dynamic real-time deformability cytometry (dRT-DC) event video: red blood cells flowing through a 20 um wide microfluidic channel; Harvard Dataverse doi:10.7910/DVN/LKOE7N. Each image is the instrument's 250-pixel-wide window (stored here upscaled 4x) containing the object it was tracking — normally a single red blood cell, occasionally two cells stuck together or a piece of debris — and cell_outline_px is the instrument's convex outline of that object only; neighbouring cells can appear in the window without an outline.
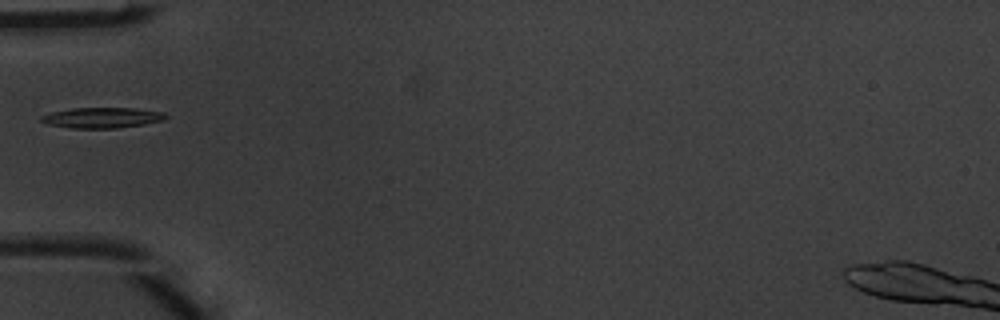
{"species": "common noctule bat (a hibernating species)", "species_latin": "Nyctalus noctula", "temperature_condition": "warm", "stored_images_in_passage": 6, "camera_frame_rate_fps": 3000, "um_per_image_px": 0.085, "animal": {"sex": "male", "body_mass_g": 20.1, "forearm_length_mm": 53.5}, "frame": {"image": 1, "passage_image": 6, "time_ms": 1.667, "image_size_px": [1000, 320], "cell_outline_px": [[168, 116], [164, 120], [144, 124], [116, 128], [72, 128], [48, 124], [40, 120], [40, 116], [52, 112], [72, 108], [136, 108], [164, 112]], "centroid_in_image_um": [8.7, 10.0], "position_along_channel_um": 76.3, "area_um2": 14.85}}